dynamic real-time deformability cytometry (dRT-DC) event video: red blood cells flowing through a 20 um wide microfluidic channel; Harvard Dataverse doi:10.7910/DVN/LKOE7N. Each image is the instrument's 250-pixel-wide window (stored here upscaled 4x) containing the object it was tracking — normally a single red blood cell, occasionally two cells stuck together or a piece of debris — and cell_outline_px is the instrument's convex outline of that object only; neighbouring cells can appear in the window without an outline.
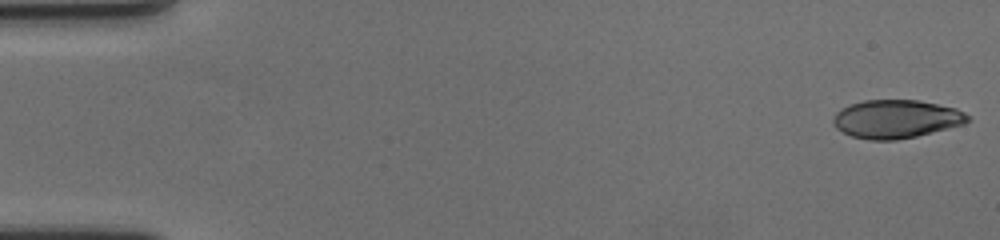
{"species": "human", "species_latin": "Homo sapiens", "temperature_condition": "cold", "stored_images_in_passage": 59, "camera_frame_rate_fps": 3000, "um_per_image_px": 0.085, "donor": {"sex": "female"}, "frame": {"image": 1, "passage_image": 1, "time_ms": 0.0, "image_size_px": [1000, 240], "cell_outline_px": [[968, 120], [964, 124], [916, 136], [896, 140], [868, 140], [852, 136], [836, 128], [832, 124], [832, 120], [836, 112], [840, 108], [848, 104], [864, 100], [916, 100], [956, 108], [964, 112], [968, 116]], "centroid_in_image_um": [76.12, 10.11], "position_along_channel_um": 8.9, "area_um2": 30.0}}
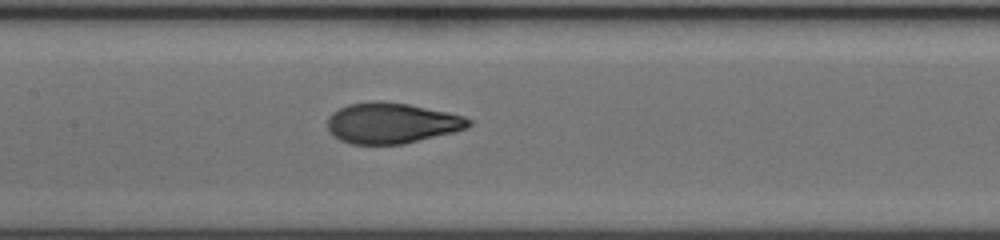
{"frame": {"image": 2, "passage_image": 29, "time_ms": 9.333, "image_size_px": [1000, 240], "cell_outline_px": [[472, 124], [468, 128], [404, 144], [352, 144], [340, 140], [328, 132], [328, 116], [332, 112], [348, 104], [372, 100], [380, 100], [408, 104], [448, 112], [464, 116], [472, 120]], "centroid_in_image_um": [33.28, 10.45], "position_along_channel_um": 174.1, "area_um2": 33.64}}
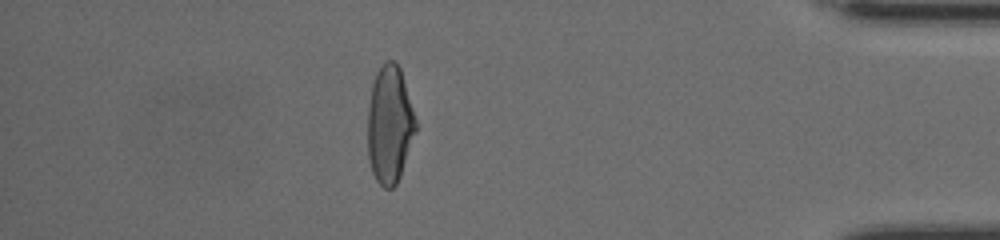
{"frame": {"image": 3, "passage_image": 52, "time_ms": 17.0, "image_size_px": [1000, 240], "cell_outline_px": [[416, 132], [400, 176], [396, 184], [392, 188], [384, 188], [376, 180], [372, 172], [368, 160], [368, 104], [372, 84], [376, 72], [384, 60], [392, 60], [400, 68], [416, 120]], "centroid_in_image_um": [33.1, 10.59], "position_along_channel_um": 402.1, "area_um2": 32.95}, "authors_computed_cell_mechanics": {"area_um2": 33.1772, "velocity_mm_per_s": 3.5269, "shape_relaxation_time_tau1_ms": 4.7411, "shape_relaxation_time_tau2_ms": 0.8003, "deformation_change_tau1": 0.206, "deformation_change_tau2": 0.0595}}